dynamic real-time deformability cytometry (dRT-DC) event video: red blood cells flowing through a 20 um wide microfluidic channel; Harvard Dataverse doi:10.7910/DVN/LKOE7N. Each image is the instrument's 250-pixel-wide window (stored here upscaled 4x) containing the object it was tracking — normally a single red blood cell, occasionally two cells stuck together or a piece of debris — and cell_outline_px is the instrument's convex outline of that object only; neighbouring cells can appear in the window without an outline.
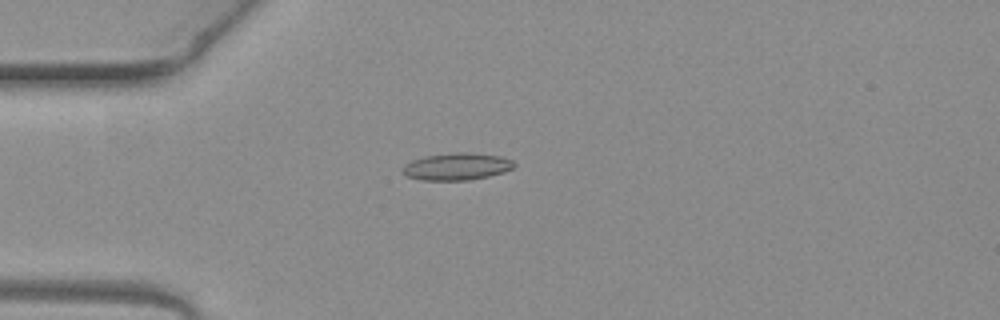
{"species": "common noctule bat (a hibernating species)", "species_latin": "Nyctalus noctula", "temperature_condition": "warm", "stored_images_in_passage": 1, "camera_frame_rate_fps": 3000, "um_per_image_px": 0.085, "animal": {"sex": "female", "body_mass_g": 19.3, "forearm_length_mm": 54.1}, "frame": {"image": 1, "passage_image": 1, "time_ms": 0.0, "image_size_px": [1000, 320], "cell_outline_px": [[516, 164], [512, 168], [504, 172], [488, 176], [468, 180], [420, 180], [408, 176], [400, 172], [404, 164], [412, 160], [424, 156], [456, 152], [468, 152], [500, 156], [512, 160]], "centroid_in_image_um": [38.8, 14.15], "position_along_channel_um": 46.2, "area_um2": 17.69}}